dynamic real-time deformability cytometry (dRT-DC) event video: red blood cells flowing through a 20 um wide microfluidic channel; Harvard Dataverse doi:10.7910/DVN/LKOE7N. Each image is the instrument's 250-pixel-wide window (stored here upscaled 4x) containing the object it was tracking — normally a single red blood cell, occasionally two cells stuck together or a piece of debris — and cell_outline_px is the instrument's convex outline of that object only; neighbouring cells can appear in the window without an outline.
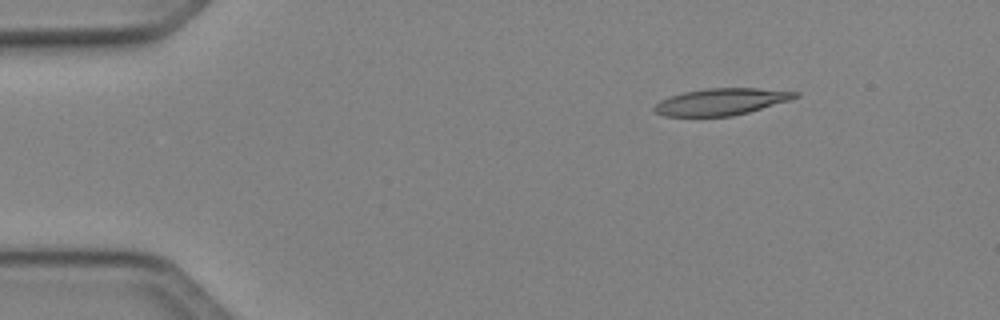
{"species": "Egyptian fruit bat (a non-hibernating species)", "species_latin": "Rousettus aegyptiacus", "temperature_condition": "cold", "stored_images_in_passage": 37, "camera_frame_rate_fps": 3000, "um_per_image_px": 0.085, "animal": {"sex": "female"}, "frame": {"image": 1, "passage_image": 1, "time_ms": 0.0, "image_size_px": [1000, 320], "cell_outline_px": [[800, 96], [788, 100], [748, 112], [732, 116], [664, 116], [656, 112], [652, 108], [660, 100], [684, 92], [704, 88], [756, 88], [800, 92]], "centroid_in_image_um": [61.29, 8.64], "position_along_channel_um": 23.7, "area_um2": 21.73}}
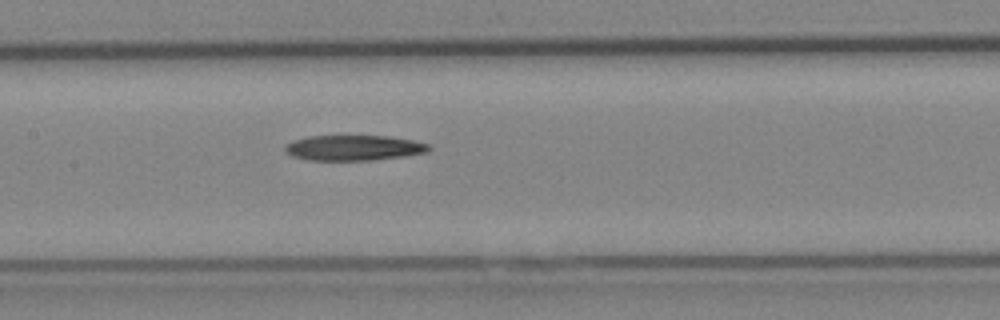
{"frame": {"image": 2, "passage_image": 18, "time_ms": 5.667, "image_size_px": [1000, 320], "cell_outline_px": [[432, 148], [428, 152], [404, 156], [372, 160], [308, 160], [292, 156], [284, 152], [284, 144], [292, 140], [308, 136], [388, 136], [412, 140], [428, 144]], "centroid_in_image_um": [30.02, 12.56], "position_along_channel_um": 177.4, "area_um2": 21.39}}
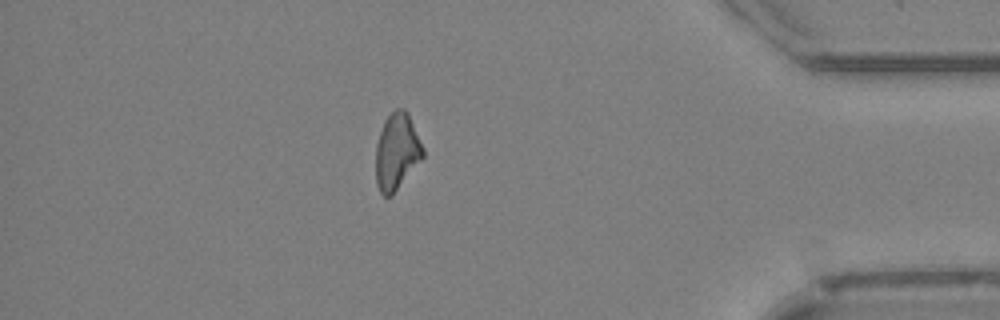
{"frame": {"image": 3, "passage_image": 37, "time_ms": 12.0, "image_size_px": [1000, 320], "cell_outline_px": [[424, 156], [392, 196], [384, 196], [380, 192], [376, 184], [376, 144], [384, 120], [396, 108], [404, 108], [408, 112], [424, 148]], "centroid_in_image_um": [33.73, 12.88], "position_along_channel_um": 401.5, "area_um2": 21.1}}